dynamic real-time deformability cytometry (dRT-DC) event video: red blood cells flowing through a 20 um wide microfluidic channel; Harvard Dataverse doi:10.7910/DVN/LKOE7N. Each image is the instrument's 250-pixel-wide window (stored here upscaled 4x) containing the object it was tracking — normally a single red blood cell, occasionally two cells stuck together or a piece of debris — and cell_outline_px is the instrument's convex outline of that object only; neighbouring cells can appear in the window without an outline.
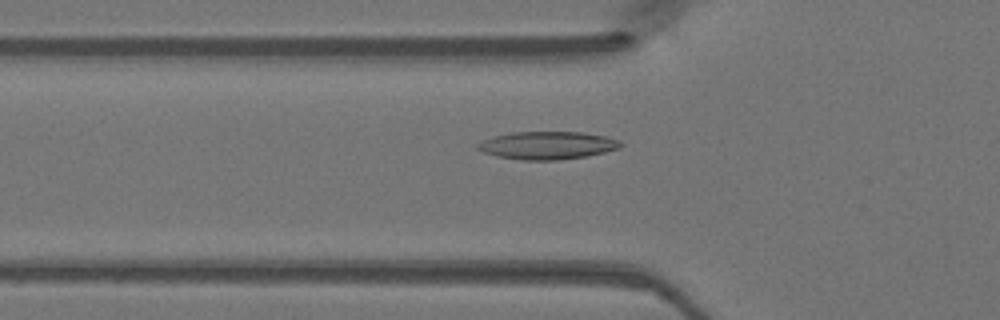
{"species": "Egyptian fruit bat (a non-hibernating species)", "species_latin": "Rousettus aegyptiacus", "temperature_condition": "warm", "stored_images_in_passage": 32, "camera_frame_rate_fps": 3000, "um_per_image_px": 0.085, "animal": {"sex": "female"}, "frame": {"image": 1, "passage_image": 5, "time_ms": 1.333, "image_size_px": [1000, 320], "cell_outline_px": [[624, 144], [620, 148], [604, 152], [584, 156], [560, 160], [524, 160], [496, 156], [484, 152], [476, 148], [476, 144], [484, 140], [496, 136], [512, 132], [584, 132], [604, 136], [620, 140]], "centroid_in_image_um": [46.55, 12.35], "position_along_channel_um": 79.2, "area_um2": 23.06}}
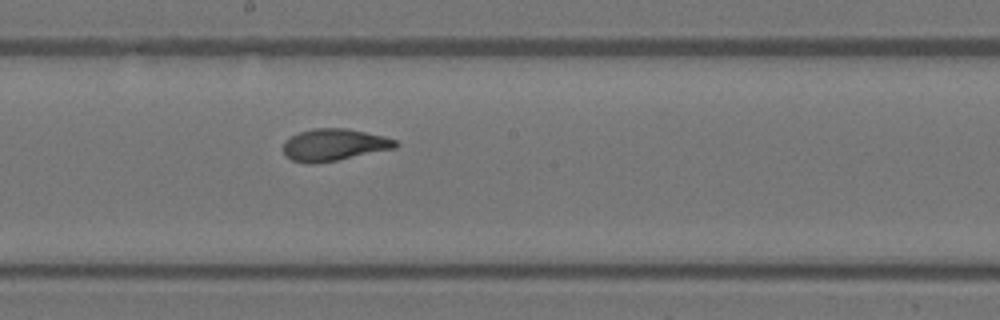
{"frame": {"image": 2, "passage_image": 15, "time_ms": 4.667, "image_size_px": [1000, 320], "cell_outline_px": [[400, 144], [396, 148], [316, 164], [308, 164], [292, 160], [284, 152], [284, 140], [300, 132], [312, 128], [348, 128], [384, 136], [396, 140]], "centroid_in_image_um": [28.41, 12.3], "position_along_channel_um": 219.8, "area_um2": 20.92}}
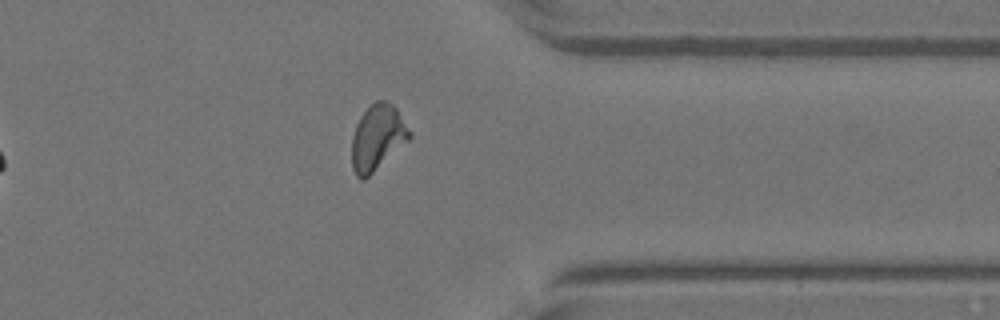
{"frame": {"image": 3, "passage_image": 27, "time_ms": 8.667, "image_size_px": [1000, 320], "cell_outline_px": [[412, 136], [408, 140], [364, 180], [360, 180], [356, 176], [352, 168], [352, 136], [356, 124], [360, 116], [376, 100], [384, 100], [392, 104], [396, 108], [412, 132]], "centroid_in_image_um": [32.07, 11.69], "position_along_channel_um": 379.3, "area_um2": 21.85}}